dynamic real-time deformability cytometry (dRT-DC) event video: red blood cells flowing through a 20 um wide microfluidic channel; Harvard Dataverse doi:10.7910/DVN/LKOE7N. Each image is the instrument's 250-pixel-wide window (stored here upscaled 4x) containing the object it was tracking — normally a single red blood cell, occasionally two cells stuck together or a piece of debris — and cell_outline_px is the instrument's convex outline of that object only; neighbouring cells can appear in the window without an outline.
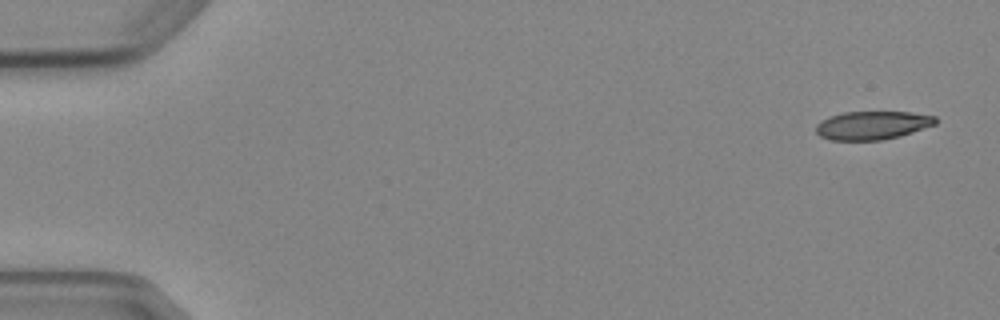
{"species": "Egyptian fruit bat (a non-hibernating species)", "species_latin": "Rousettus aegyptiacus", "temperature_condition": "cold", "stored_images_in_passage": 8, "camera_frame_rate_fps": 3000, "um_per_image_px": 0.085, "animal": {"sex": "female"}, "frame": {"image": 1, "passage_image": 1, "time_ms": 0.0, "image_size_px": [1000, 320], "cell_outline_px": [[936, 124], [900, 136], [880, 140], [828, 140], [820, 136], [816, 132], [816, 124], [820, 120], [828, 116], [844, 112], [912, 112], [936, 116]], "centroid_in_image_um": [74.12, 10.65], "position_along_channel_um": 10.9, "area_um2": 19.88}}
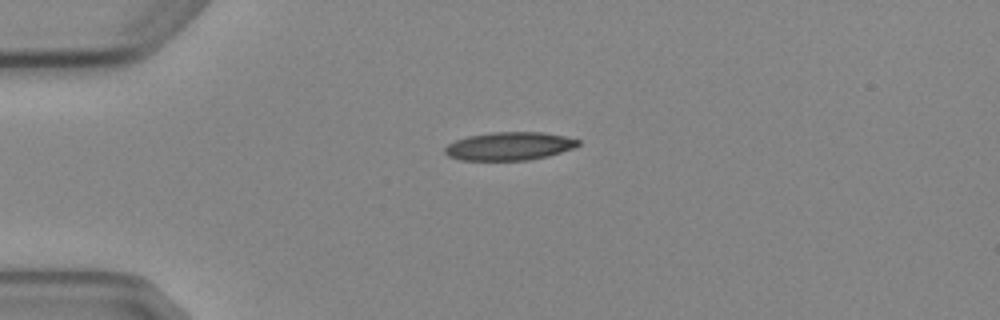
{"frame": {"image": 2, "passage_image": 4, "time_ms": 3.667, "image_size_px": [1000, 320], "cell_outline_px": [[580, 144], [576, 148], [548, 156], [528, 160], [460, 160], [448, 156], [444, 152], [444, 148], [448, 144], [456, 140], [468, 136], [492, 132], [544, 132], [564, 136], [580, 140]], "centroid_in_image_um": [43.32, 12.42], "position_along_channel_um": 41.7, "area_um2": 22.02}}
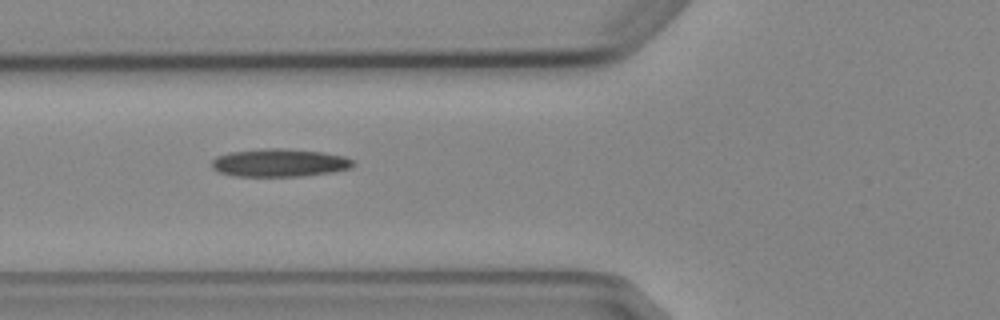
{"frame": {"image": 3, "passage_image": 6, "time_ms": 6.0, "image_size_px": [1000, 320], "cell_outline_px": [[352, 168], [332, 172], [300, 176], [236, 176], [220, 172], [212, 168], [212, 160], [216, 156], [232, 152], [268, 148], [284, 148], [324, 152], [344, 156], [352, 160]], "centroid_in_image_um": [23.76, 13.83], "position_along_channel_um": 102.0, "area_um2": 22.89}}